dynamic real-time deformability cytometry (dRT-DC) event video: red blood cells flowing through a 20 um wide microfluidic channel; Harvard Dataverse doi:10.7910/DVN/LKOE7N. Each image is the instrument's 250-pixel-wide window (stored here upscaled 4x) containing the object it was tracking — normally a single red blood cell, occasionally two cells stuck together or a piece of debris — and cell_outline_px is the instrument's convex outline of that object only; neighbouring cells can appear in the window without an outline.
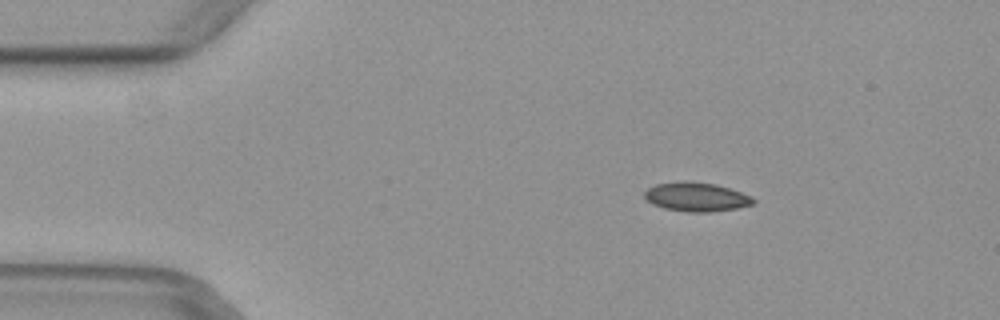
{"species": "common noctule bat (a hibernating species)", "species_latin": "Nyctalus noctula", "temperature_condition": "warm", "stored_images_in_passage": 51, "camera_frame_rate_fps": 3000, "um_per_image_px": 0.085, "animal": {"sex": "female", "body_mass_g": 29.2, "forearm_length_mm": 56.3}, "frame": {"image": 1, "passage_image": 9, "time_ms": 2.667, "image_size_px": [1000, 320], "cell_outline_px": [[756, 200], [752, 204], [736, 208], [708, 212], [688, 212], [664, 208], [652, 204], [644, 200], [644, 192], [648, 188], [656, 184], [716, 184], [752, 196]], "centroid_in_image_um": [59.19, 16.79], "position_along_channel_um": 25.8, "area_um2": 17.57}}
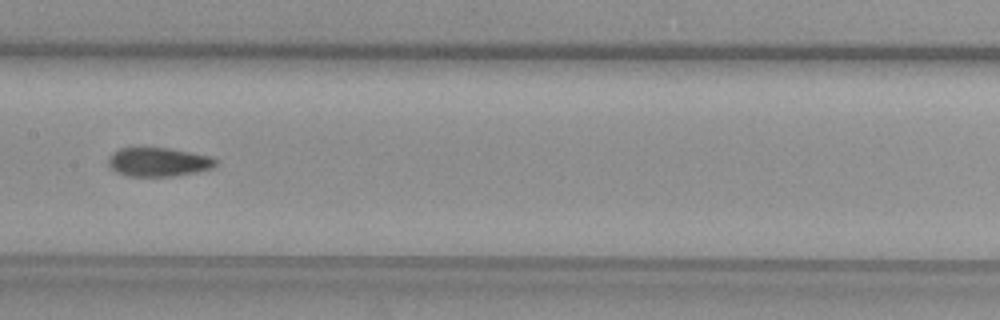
{"frame": {"image": 2, "passage_image": 26, "time_ms": 8.333, "image_size_px": [1000, 320], "cell_outline_px": [[216, 164], [212, 168], [196, 172], [172, 176], [128, 176], [116, 172], [108, 168], [108, 156], [112, 152], [120, 148], [168, 148], [212, 156], [216, 160]], "centroid_in_image_um": [13.42, 13.77], "position_along_channel_um": 194.0, "area_um2": 18.15}}
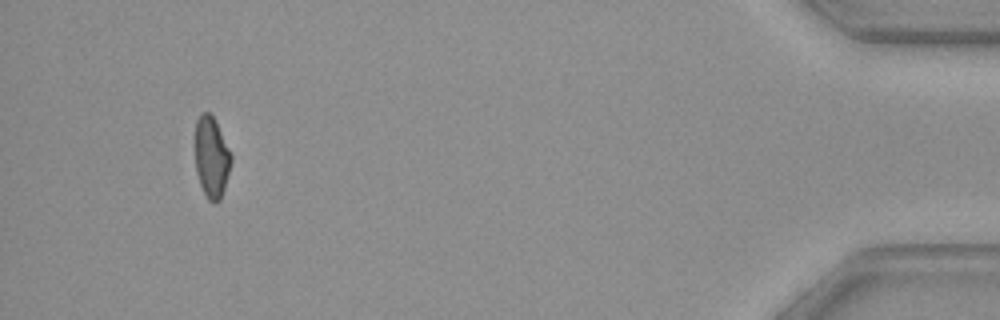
{"frame": {"image": 3, "passage_image": 48, "time_ms": 15.667, "image_size_px": [1000, 320], "cell_outline_px": [[232, 160], [224, 188], [220, 200], [216, 204], [212, 204], [208, 200], [200, 184], [196, 172], [196, 120], [204, 112], [208, 112], [212, 116], [232, 152]], "centroid_in_image_um": [18.0, 13.41], "position_along_channel_um": 417.2, "area_um2": 16.88}}